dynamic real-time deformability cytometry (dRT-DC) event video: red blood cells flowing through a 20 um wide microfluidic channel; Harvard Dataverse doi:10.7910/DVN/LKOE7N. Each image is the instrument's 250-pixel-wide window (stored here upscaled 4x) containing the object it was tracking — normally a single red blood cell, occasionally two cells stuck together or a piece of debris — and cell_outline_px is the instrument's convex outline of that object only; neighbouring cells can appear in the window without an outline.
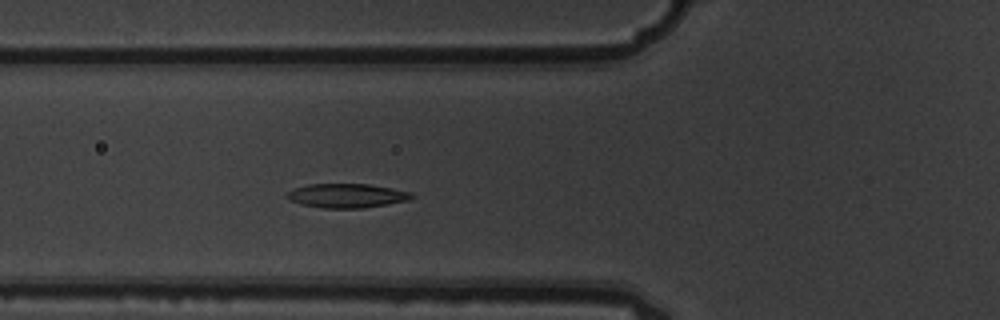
{"species": "common noctule bat (a hibernating species)", "species_latin": "Nyctalus noctula", "temperature_condition": "warm", "stored_images_in_passage": 5, "camera_frame_rate_fps": 3000, "um_per_image_px": 0.085, "animal": {"sex": "male", "body_mass_g": 19.5, "forearm_length_mm": 54.6}, "frame": {"image": 1, "passage_image": 5, "time_ms": 1.333, "image_size_px": [1000, 320], "cell_outline_px": [[416, 196], [408, 200], [388, 204], [360, 208], [324, 208], [300, 204], [288, 200], [284, 196], [288, 192], [296, 188], [308, 184], [368, 184], [392, 188], [412, 192]], "centroid_in_image_um": [29.48, 16.63], "position_along_channel_um": 96.3, "area_um2": 17.57}}